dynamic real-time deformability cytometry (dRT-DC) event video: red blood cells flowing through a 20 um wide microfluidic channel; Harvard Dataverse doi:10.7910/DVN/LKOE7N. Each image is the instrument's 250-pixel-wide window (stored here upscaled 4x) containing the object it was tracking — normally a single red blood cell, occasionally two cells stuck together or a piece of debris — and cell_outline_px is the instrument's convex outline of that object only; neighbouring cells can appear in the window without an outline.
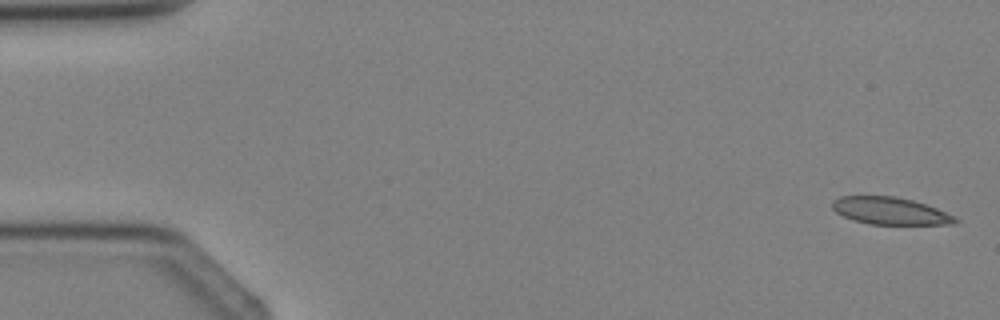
{"species": "Egyptian fruit bat (a non-hibernating species)", "species_latin": "Rousettus aegyptiacus", "temperature_condition": "cold", "stored_images_in_passage": 4, "segment_of_instrument_passage": [2, 2], "camera_frame_rate_fps": 3000, "um_per_image_px": 0.085, "animal": {"sex": "female"}, "frame": {"image": 1, "passage_image": 4, "time_ms": 3.333, "image_size_px": [1000, 320], "cell_outline_px": [[960, 220], [956, 224], [868, 224], [852, 220], [836, 212], [832, 208], [832, 200], [840, 196], [896, 196], [912, 200], [936, 208], [956, 216]], "centroid_in_image_um": [75.66, 17.93], "position_along_channel_um": 9.3, "area_um2": 19.59}}